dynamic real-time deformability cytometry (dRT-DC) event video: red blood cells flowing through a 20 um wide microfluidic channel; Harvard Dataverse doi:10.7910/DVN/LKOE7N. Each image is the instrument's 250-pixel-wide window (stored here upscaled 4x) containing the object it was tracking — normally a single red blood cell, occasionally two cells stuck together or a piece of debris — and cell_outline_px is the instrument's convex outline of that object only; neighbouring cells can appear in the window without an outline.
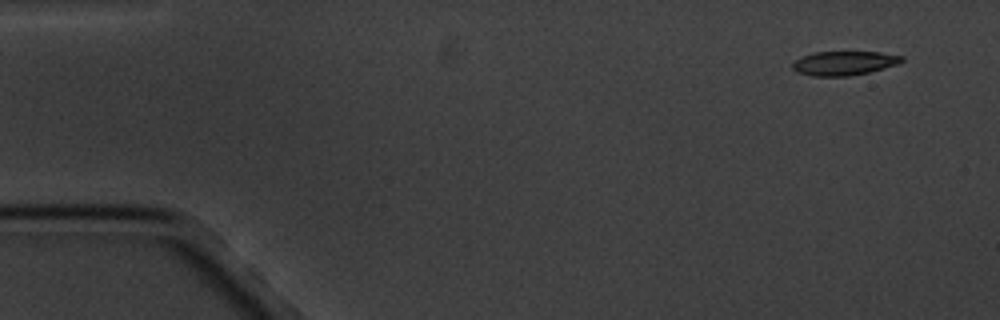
{"species": "common noctule bat (a hibernating species)", "species_latin": "Nyctalus noctula", "temperature_condition": "cold", "stored_images_in_passage": 3, "camera_frame_rate_fps": 3000, "um_per_image_px": 0.085, "animal": {"sex": "male", "body_mass_g": 20.1, "forearm_length_mm": 53.5}, "frame": {"image": 1, "passage_image": 1, "time_ms": 0.0, "image_size_px": [1000, 320], "cell_outline_px": [[904, 60], [896, 64], [884, 68], [868, 72], [848, 76], [812, 76], [796, 72], [792, 68], [792, 64], [796, 60], [812, 52], [880, 52], [904, 56]], "centroid_in_image_um": [71.73, 5.37], "position_along_channel_um": 13.3, "area_um2": 15.26}}